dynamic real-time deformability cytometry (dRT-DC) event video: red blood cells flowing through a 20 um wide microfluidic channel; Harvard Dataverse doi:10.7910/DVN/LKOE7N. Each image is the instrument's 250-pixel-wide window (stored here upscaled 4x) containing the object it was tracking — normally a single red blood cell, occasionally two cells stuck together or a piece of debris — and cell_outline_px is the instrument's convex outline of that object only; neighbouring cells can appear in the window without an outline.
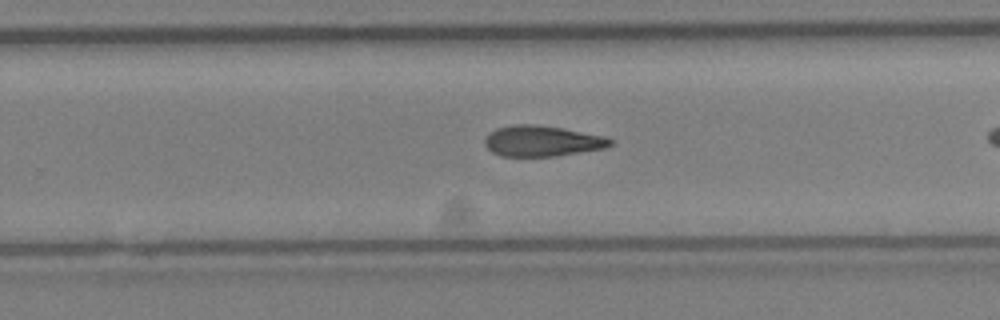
{"species": "Egyptian fruit bat (a non-hibernating species)", "species_latin": "Rousettus aegyptiacus", "temperature_condition": "cold", "stored_images_in_passage": 21, "camera_frame_rate_fps": 3000, "um_per_image_px": 0.085, "animal": {"sex": "female"}, "frame": {"image": 1, "passage_image": 15, "time_ms": 4.667, "image_size_px": [1000, 320], "cell_outline_px": [[612, 144], [604, 148], [556, 156], [500, 156], [492, 152], [484, 144], [484, 140], [488, 132], [496, 128], [512, 124], [536, 124], [560, 128], [604, 136], [612, 140]], "centroid_in_image_um": [46.01, 11.98], "position_along_channel_um": 283.8, "area_um2": 22.43}}